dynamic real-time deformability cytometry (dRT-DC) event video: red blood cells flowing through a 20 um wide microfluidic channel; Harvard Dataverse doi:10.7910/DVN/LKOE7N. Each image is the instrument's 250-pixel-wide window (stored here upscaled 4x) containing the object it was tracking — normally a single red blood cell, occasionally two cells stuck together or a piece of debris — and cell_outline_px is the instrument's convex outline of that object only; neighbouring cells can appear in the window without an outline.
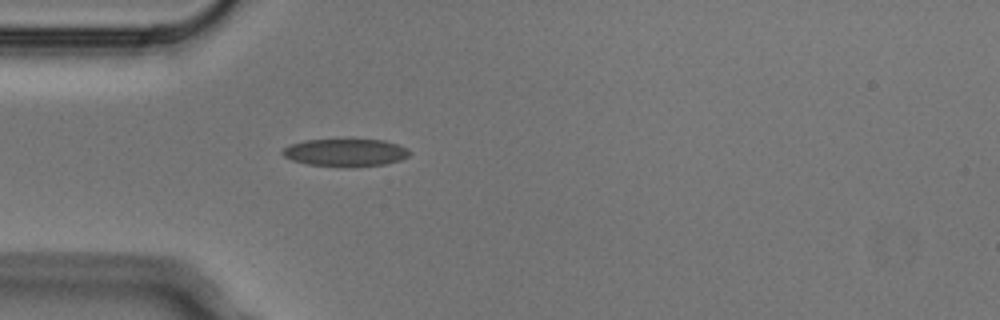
{"species": "Egyptian fruit bat (a non-hibernating species)", "species_latin": "Rousettus aegyptiacus", "temperature_condition": "cold", "stored_images_in_passage": 2, "camera_frame_rate_fps": 3000, "um_per_image_px": 0.085, "animal": {"sex": "male"}, "frame": {"image": 1, "passage_image": 2, "time_ms": 0.333, "image_size_px": [1000, 320], "cell_outline_px": [[412, 152], [408, 156], [400, 160], [384, 164], [348, 168], [308, 164], [292, 160], [284, 156], [280, 152], [288, 144], [304, 140], [384, 140], [408, 148]], "centroid_in_image_um": [29.35, 12.98], "position_along_channel_um": 55.6, "area_um2": 20.58}}